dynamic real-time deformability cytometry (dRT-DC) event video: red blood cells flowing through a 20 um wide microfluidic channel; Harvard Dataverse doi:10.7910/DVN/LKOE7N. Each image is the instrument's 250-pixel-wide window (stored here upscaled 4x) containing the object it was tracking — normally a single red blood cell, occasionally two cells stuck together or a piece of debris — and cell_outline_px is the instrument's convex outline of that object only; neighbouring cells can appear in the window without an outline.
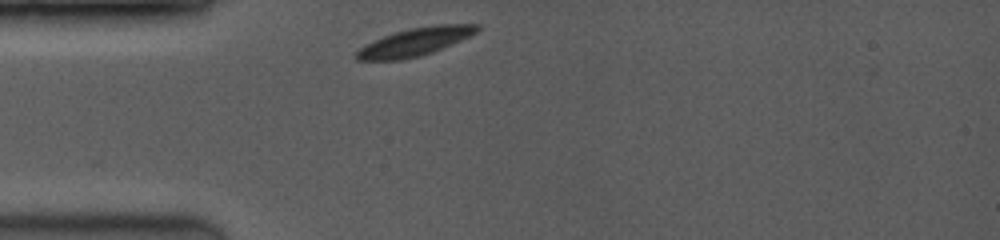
{"species": "common noctule bat (a hibernating species)", "species_latin": "Nyctalus noctula", "temperature_condition": "room temperature", "stored_images_in_passage": 9, "camera_frame_rate_fps": 3500, "um_per_image_px": 0.085, "animal": {"sex": "female", "body_mass_g": 19.0, "forearm_length_mm": 53.3}, "frame": {"image": 1, "passage_image": 1, "time_ms": 0.0, "image_size_px": [1000, 240], "cell_outline_px": [[480, 28], [476, 32], [460, 40], [432, 52], [420, 56], [400, 60], [356, 60], [352, 56], [364, 44], [384, 36], [408, 28], [436, 24], [480, 24]], "centroid_in_image_um": [35.23, 3.56], "position_along_channel_um": 49.8, "area_um2": 19.59}}
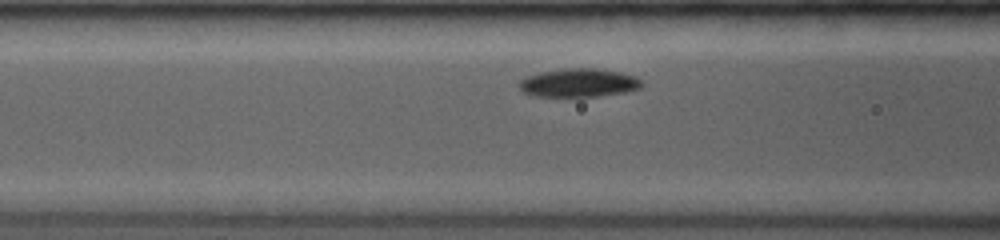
{"frame": {"image": 2, "passage_image": 7, "time_ms": 2.0, "image_size_px": [1000, 240], "cell_outline_px": [[644, 84], [640, 88], [624, 92], [596, 96], [532, 96], [524, 92], [520, 88], [520, 80], [524, 76], [540, 72], [560, 68], [600, 68], [620, 72], [636, 76]], "centroid_in_image_um": [49.19, 7.02], "position_along_channel_um": 117.4, "area_um2": 20.46}}